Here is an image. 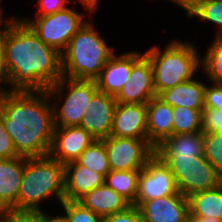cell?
Segmentation results:
<instances>
[{"instance_id":"1","label":"cell","mask_w":222,"mask_h":222,"mask_svg":"<svg viewBox=\"0 0 222 222\" xmlns=\"http://www.w3.org/2000/svg\"><path fill=\"white\" fill-rule=\"evenodd\" d=\"M7 92H42L62 77L61 53L44 43L22 20L14 16L1 33Z\"/></svg>"},{"instance_id":"2","label":"cell","mask_w":222,"mask_h":222,"mask_svg":"<svg viewBox=\"0 0 222 222\" xmlns=\"http://www.w3.org/2000/svg\"><path fill=\"white\" fill-rule=\"evenodd\" d=\"M39 96H38V95ZM47 90L42 92H3L0 112L5 130L20 157L49 155L54 134L53 103Z\"/></svg>"},{"instance_id":"3","label":"cell","mask_w":222,"mask_h":222,"mask_svg":"<svg viewBox=\"0 0 222 222\" xmlns=\"http://www.w3.org/2000/svg\"><path fill=\"white\" fill-rule=\"evenodd\" d=\"M114 54L91 23L85 21L61 53L63 77L95 81Z\"/></svg>"},{"instance_id":"4","label":"cell","mask_w":222,"mask_h":222,"mask_svg":"<svg viewBox=\"0 0 222 222\" xmlns=\"http://www.w3.org/2000/svg\"><path fill=\"white\" fill-rule=\"evenodd\" d=\"M55 196L65 200V167L50 155L25 158L17 209L40 210V202Z\"/></svg>"},{"instance_id":"5","label":"cell","mask_w":222,"mask_h":222,"mask_svg":"<svg viewBox=\"0 0 222 222\" xmlns=\"http://www.w3.org/2000/svg\"><path fill=\"white\" fill-rule=\"evenodd\" d=\"M144 54L151 61L156 96L177 84L191 80L201 66L198 51L189 42L173 40L163 51L153 46Z\"/></svg>"},{"instance_id":"6","label":"cell","mask_w":222,"mask_h":222,"mask_svg":"<svg viewBox=\"0 0 222 222\" xmlns=\"http://www.w3.org/2000/svg\"><path fill=\"white\" fill-rule=\"evenodd\" d=\"M158 157L172 173L178 192L187 198L194 193L213 189L222 184V178L204 155Z\"/></svg>"},{"instance_id":"7","label":"cell","mask_w":222,"mask_h":222,"mask_svg":"<svg viewBox=\"0 0 222 222\" xmlns=\"http://www.w3.org/2000/svg\"><path fill=\"white\" fill-rule=\"evenodd\" d=\"M67 84L69 91L62 106L58 108L57 103L52 105L54 115V126L69 127L80 126L84 113L92 96L98 91L97 84L93 80H78L62 77L57 83L47 89L49 97H64V88ZM58 108V109H57Z\"/></svg>"},{"instance_id":"8","label":"cell","mask_w":222,"mask_h":222,"mask_svg":"<svg viewBox=\"0 0 222 222\" xmlns=\"http://www.w3.org/2000/svg\"><path fill=\"white\" fill-rule=\"evenodd\" d=\"M83 18L84 15L67 7L51 15L37 16L36 20H22L44 43L62 53L85 23Z\"/></svg>"},{"instance_id":"9","label":"cell","mask_w":222,"mask_h":222,"mask_svg":"<svg viewBox=\"0 0 222 222\" xmlns=\"http://www.w3.org/2000/svg\"><path fill=\"white\" fill-rule=\"evenodd\" d=\"M102 141L111 170H142L155 155V148L148 139L109 136Z\"/></svg>"},{"instance_id":"10","label":"cell","mask_w":222,"mask_h":222,"mask_svg":"<svg viewBox=\"0 0 222 222\" xmlns=\"http://www.w3.org/2000/svg\"><path fill=\"white\" fill-rule=\"evenodd\" d=\"M177 192L175 179L169 168L154 155L139 174L137 194L132 205L138 207L143 201L174 195Z\"/></svg>"},{"instance_id":"11","label":"cell","mask_w":222,"mask_h":222,"mask_svg":"<svg viewBox=\"0 0 222 222\" xmlns=\"http://www.w3.org/2000/svg\"><path fill=\"white\" fill-rule=\"evenodd\" d=\"M156 97L151 61L143 55L132 65L130 77L115 96L117 103L146 104Z\"/></svg>"},{"instance_id":"12","label":"cell","mask_w":222,"mask_h":222,"mask_svg":"<svg viewBox=\"0 0 222 222\" xmlns=\"http://www.w3.org/2000/svg\"><path fill=\"white\" fill-rule=\"evenodd\" d=\"M138 208L143 222H188L190 220L188 198L179 192L143 201Z\"/></svg>"},{"instance_id":"13","label":"cell","mask_w":222,"mask_h":222,"mask_svg":"<svg viewBox=\"0 0 222 222\" xmlns=\"http://www.w3.org/2000/svg\"><path fill=\"white\" fill-rule=\"evenodd\" d=\"M96 139L80 126H55L49 155L65 165L76 161Z\"/></svg>"},{"instance_id":"14","label":"cell","mask_w":222,"mask_h":222,"mask_svg":"<svg viewBox=\"0 0 222 222\" xmlns=\"http://www.w3.org/2000/svg\"><path fill=\"white\" fill-rule=\"evenodd\" d=\"M117 105L114 96L97 91L88 104L80 122V127L90 133L96 140L110 136L113 125L114 110Z\"/></svg>"},{"instance_id":"15","label":"cell","mask_w":222,"mask_h":222,"mask_svg":"<svg viewBox=\"0 0 222 222\" xmlns=\"http://www.w3.org/2000/svg\"><path fill=\"white\" fill-rule=\"evenodd\" d=\"M110 136L148 139L146 104L117 103Z\"/></svg>"},{"instance_id":"16","label":"cell","mask_w":222,"mask_h":222,"mask_svg":"<svg viewBox=\"0 0 222 222\" xmlns=\"http://www.w3.org/2000/svg\"><path fill=\"white\" fill-rule=\"evenodd\" d=\"M142 55L138 52H128L116 56L114 53L95 80L98 91L115 97L128 81L132 65Z\"/></svg>"},{"instance_id":"17","label":"cell","mask_w":222,"mask_h":222,"mask_svg":"<svg viewBox=\"0 0 222 222\" xmlns=\"http://www.w3.org/2000/svg\"><path fill=\"white\" fill-rule=\"evenodd\" d=\"M65 167V200L78 201L94 188L104 184L105 177L87 166L72 161Z\"/></svg>"},{"instance_id":"18","label":"cell","mask_w":222,"mask_h":222,"mask_svg":"<svg viewBox=\"0 0 222 222\" xmlns=\"http://www.w3.org/2000/svg\"><path fill=\"white\" fill-rule=\"evenodd\" d=\"M148 142L156 148L173 135V107L157 96L146 103Z\"/></svg>"},{"instance_id":"19","label":"cell","mask_w":222,"mask_h":222,"mask_svg":"<svg viewBox=\"0 0 222 222\" xmlns=\"http://www.w3.org/2000/svg\"><path fill=\"white\" fill-rule=\"evenodd\" d=\"M24 157L0 159V209L17 208Z\"/></svg>"},{"instance_id":"20","label":"cell","mask_w":222,"mask_h":222,"mask_svg":"<svg viewBox=\"0 0 222 222\" xmlns=\"http://www.w3.org/2000/svg\"><path fill=\"white\" fill-rule=\"evenodd\" d=\"M78 202L102 217L121 212L131 205L106 184L94 188L81 197Z\"/></svg>"},{"instance_id":"21","label":"cell","mask_w":222,"mask_h":222,"mask_svg":"<svg viewBox=\"0 0 222 222\" xmlns=\"http://www.w3.org/2000/svg\"><path fill=\"white\" fill-rule=\"evenodd\" d=\"M206 85L192 78L161 92L157 97L172 107L184 106L190 109H204Z\"/></svg>"},{"instance_id":"22","label":"cell","mask_w":222,"mask_h":222,"mask_svg":"<svg viewBox=\"0 0 222 222\" xmlns=\"http://www.w3.org/2000/svg\"><path fill=\"white\" fill-rule=\"evenodd\" d=\"M157 156H193L203 155V134H175L166 138L155 148Z\"/></svg>"},{"instance_id":"23","label":"cell","mask_w":222,"mask_h":222,"mask_svg":"<svg viewBox=\"0 0 222 222\" xmlns=\"http://www.w3.org/2000/svg\"><path fill=\"white\" fill-rule=\"evenodd\" d=\"M190 217L222 220V184L188 197Z\"/></svg>"},{"instance_id":"24","label":"cell","mask_w":222,"mask_h":222,"mask_svg":"<svg viewBox=\"0 0 222 222\" xmlns=\"http://www.w3.org/2000/svg\"><path fill=\"white\" fill-rule=\"evenodd\" d=\"M140 172L141 170H110L105 176L104 184L111 187L130 204H133L137 194L138 177Z\"/></svg>"},{"instance_id":"25","label":"cell","mask_w":222,"mask_h":222,"mask_svg":"<svg viewBox=\"0 0 222 222\" xmlns=\"http://www.w3.org/2000/svg\"><path fill=\"white\" fill-rule=\"evenodd\" d=\"M76 161L104 177L111 170L105 143L102 140H95L80 154Z\"/></svg>"},{"instance_id":"26","label":"cell","mask_w":222,"mask_h":222,"mask_svg":"<svg viewBox=\"0 0 222 222\" xmlns=\"http://www.w3.org/2000/svg\"><path fill=\"white\" fill-rule=\"evenodd\" d=\"M201 111L184 106L173 107V135L201 132Z\"/></svg>"},{"instance_id":"27","label":"cell","mask_w":222,"mask_h":222,"mask_svg":"<svg viewBox=\"0 0 222 222\" xmlns=\"http://www.w3.org/2000/svg\"><path fill=\"white\" fill-rule=\"evenodd\" d=\"M217 34L207 54L201 59V66L212 83L222 84V34Z\"/></svg>"},{"instance_id":"28","label":"cell","mask_w":222,"mask_h":222,"mask_svg":"<svg viewBox=\"0 0 222 222\" xmlns=\"http://www.w3.org/2000/svg\"><path fill=\"white\" fill-rule=\"evenodd\" d=\"M186 15L188 17L196 15L199 19L222 27V0H200L187 11Z\"/></svg>"},{"instance_id":"29","label":"cell","mask_w":222,"mask_h":222,"mask_svg":"<svg viewBox=\"0 0 222 222\" xmlns=\"http://www.w3.org/2000/svg\"><path fill=\"white\" fill-rule=\"evenodd\" d=\"M203 155L222 178V132L203 134Z\"/></svg>"},{"instance_id":"30","label":"cell","mask_w":222,"mask_h":222,"mask_svg":"<svg viewBox=\"0 0 222 222\" xmlns=\"http://www.w3.org/2000/svg\"><path fill=\"white\" fill-rule=\"evenodd\" d=\"M61 205L65 210L66 222H104V217L93 213L78 201L64 200Z\"/></svg>"},{"instance_id":"31","label":"cell","mask_w":222,"mask_h":222,"mask_svg":"<svg viewBox=\"0 0 222 222\" xmlns=\"http://www.w3.org/2000/svg\"><path fill=\"white\" fill-rule=\"evenodd\" d=\"M222 132V109L204 108L201 111V133Z\"/></svg>"},{"instance_id":"32","label":"cell","mask_w":222,"mask_h":222,"mask_svg":"<svg viewBox=\"0 0 222 222\" xmlns=\"http://www.w3.org/2000/svg\"><path fill=\"white\" fill-rule=\"evenodd\" d=\"M39 211L17 209V208H1L0 222H38Z\"/></svg>"},{"instance_id":"33","label":"cell","mask_w":222,"mask_h":222,"mask_svg":"<svg viewBox=\"0 0 222 222\" xmlns=\"http://www.w3.org/2000/svg\"><path fill=\"white\" fill-rule=\"evenodd\" d=\"M19 157L9 133L5 130L3 116L0 112V159Z\"/></svg>"},{"instance_id":"34","label":"cell","mask_w":222,"mask_h":222,"mask_svg":"<svg viewBox=\"0 0 222 222\" xmlns=\"http://www.w3.org/2000/svg\"><path fill=\"white\" fill-rule=\"evenodd\" d=\"M104 222H143V220L139 208L131 204L121 212L104 217Z\"/></svg>"},{"instance_id":"35","label":"cell","mask_w":222,"mask_h":222,"mask_svg":"<svg viewBox=\"0 0 222 222\" xmlns=\"http://www.w3.org/2000/svg\"><path fill=\"white\" fill-rule=\"evenodd\" d=\"M211 85L205 88L204 108L222 109V84Z\"/></svg>"},{"instance_id":"36","label":"cell","mask_w":222,"mask_h":222,"mask_svg":"<svg viewBox=\"0 0 222 222\" xmlns=\"http://www.w3.org/2000/svg\"><path fill=\"white\" fill-rule=\"evenodd\" d=\"M66 2L68 0H39L40 13H37L36 16H47L57 11H61L67 8Z\"/></svg>"},{"instance_id":"37","label":"cell","mask_w":222,"mask_h":222,"mask_svg":"<svg viewBox=\"0 0 222 222\" xmlns=\"http://www.w3.org/2000/svg\"><path fill=\"white\" fill-rule=\"evenodd\" d=\"M38 222H66L65 218L62 216L58 217H49V215L45 214L42 211H39Z\"/></svg>"},{"instance_id":"38","label":"cell","mask_w":222,"mask_h":222,"mask_svg":"<svg viewBox=\"0 0 222 222\" xmlns=\"http://www.w3.org/2000/svg\"><path fill=\"white\" fill-rule=\"evenodd\" d=\"M7 84L6 78H5V73H4V68H3V56H2V43H1V36H0V84L3 83ZM3 88L0 86V94L5 92Z\"/></svg>"},{"instance_id":"39","label":"cell","mask_w":222,"mask_h":222,"mask_svg":"<svg viewBox=\"0 0 222 222\" xmlns=\"http://www.w3.org/2000/svg\"><path fill=\"white\" fill-rule=\"evenodd\" d=\"M200 0H174V3L181 6L186 11L190 10Z\"/></svg>"},{"instance_id":"40","label":"cell","mask_w":222,"mask_h":222,"mask_svg":"<svg viewBox=\"0 0 222 222\" xmlns=\"http://www.w3.org/2000/svg\"><path fill=\"white\" fill-rule=\"evenodd\" d=\"M86 7L89 14L94 12L98 0H80Z\"/></svg>"},{"instance_id":"41","label":"cell","mask_w":222,"mask_h":222,"mask_svg":"<svg viewBox=\"0 0 222 222\" xmlns=\"http://www.w3.org/2000/svg\"><path fill=\"white\" fill-rule=\"evenodd\" d=\"M191 222H222V220L209 217H190Z\"/></svg>"},{"instance_id":"42","label":"cell","mask_w":222,"mask_h":222,"mask_svg":"<svg viewBox=\"0 0 222 222\" xmlns=\"http://www.w3.org/2000/svg\"><path fill=\"white\" fill-rule=\"evenodd\" d=\"M2 14L0 13V24H1V22H2ZM1 33H2V29L0 28V36H1Z\"/></svg>"}]
</instances>
